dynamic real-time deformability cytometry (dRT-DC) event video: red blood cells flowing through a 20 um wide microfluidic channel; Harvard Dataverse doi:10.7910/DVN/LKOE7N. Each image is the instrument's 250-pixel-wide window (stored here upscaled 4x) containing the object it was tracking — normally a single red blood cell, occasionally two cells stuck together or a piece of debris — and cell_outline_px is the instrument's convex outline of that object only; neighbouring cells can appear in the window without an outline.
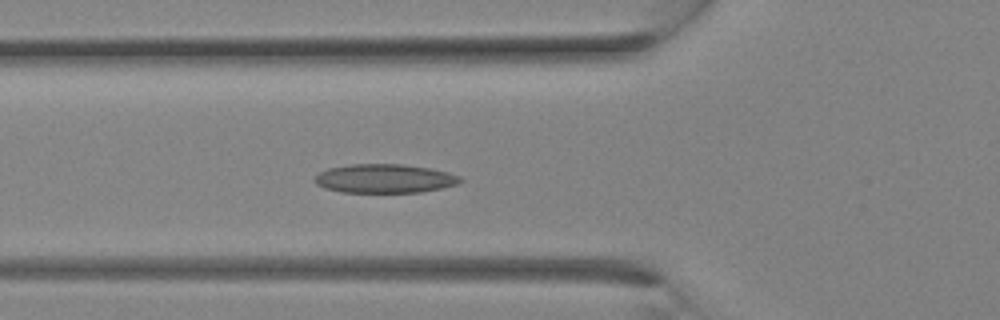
{"species": "Egyptian fruit bat (a non-hibernating species)", "species_latin": "Rousettus aegyptiacus", "temperature_condition": "room temperature", "stored_images_in_passage": 29, "segment_of_instrument_passage": [1, 2], "camera_frame_rate_fps": 3000, "um_per_image_px": 0.085, "animal": {"sex": "female"}, "frame": {"image": 1, "passage_image": 9, "time_ms": 2.667, "image_size_px": [1000, 320], "cell_outline_px": [[464, 180], [456, 184], [440, 188], [420, 192], [344, 192], [324, 188], [316, 184], [312, 180], [320, 172], [328, 168], [352, 164], [404, 164], [428, 168], [448, 172], [460, 176]], "centroid_in_image_um": [32.67, 15.17], "position_along_channel_um": 93.1, "area_um2": 24.39}}
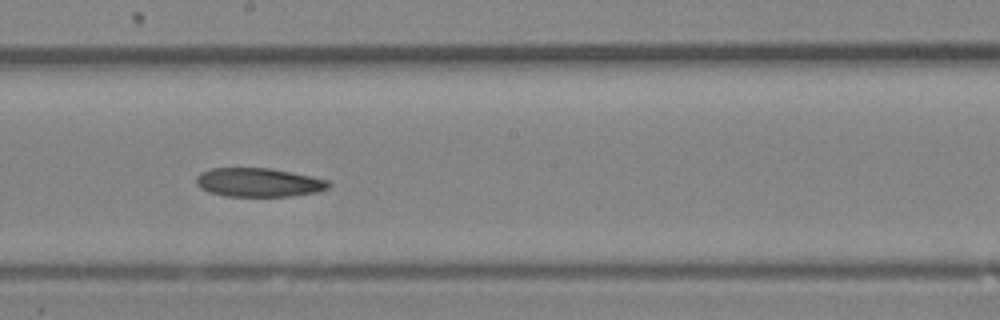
{"frame": {"image": 2, "passage_image": 15, "time_ms": 4.667, "image_size_px": [1000, 320], "cell_outline_px": [[332, 184], [328, 188], [316, 192], [292, 196], [228, 196], [208, 192], [200, 188], [196, 184], [196, 176], [200, 172], [212, 168], [272, 168], [328, 180]], "centroid_in_image_um": [21.96, 15.5], "position_along_channel_um": 226.2, "area_um2": 22.25}}
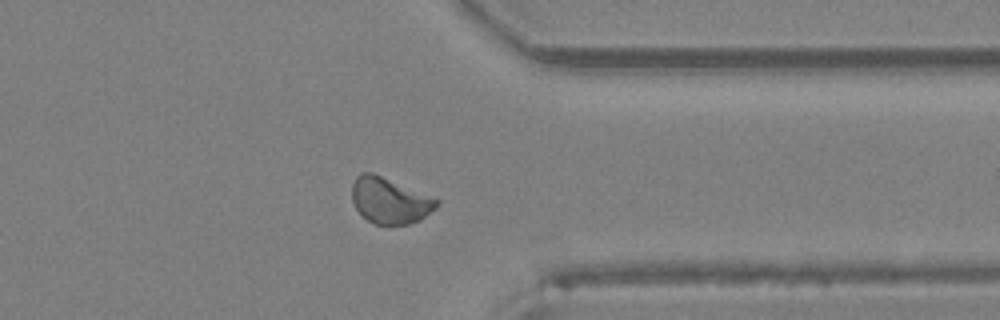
{"frame": {"image": 3, "passage_image": 22, "time_ms": 7.0, "image_size_px": [1000, 320], "cell_outline_px": [[440, 204], [436, 208], [420, 220], [408, 224], [376, 224], [368, 220], [356, 208], [352, 200], [352, 184], [356, 176], [360, 172], [372, 172], [440, 200]], "centroid_in_image_um": [33.13, 17.04], "position_along_channel_um": 378.3, "area_um2": 22.48}}